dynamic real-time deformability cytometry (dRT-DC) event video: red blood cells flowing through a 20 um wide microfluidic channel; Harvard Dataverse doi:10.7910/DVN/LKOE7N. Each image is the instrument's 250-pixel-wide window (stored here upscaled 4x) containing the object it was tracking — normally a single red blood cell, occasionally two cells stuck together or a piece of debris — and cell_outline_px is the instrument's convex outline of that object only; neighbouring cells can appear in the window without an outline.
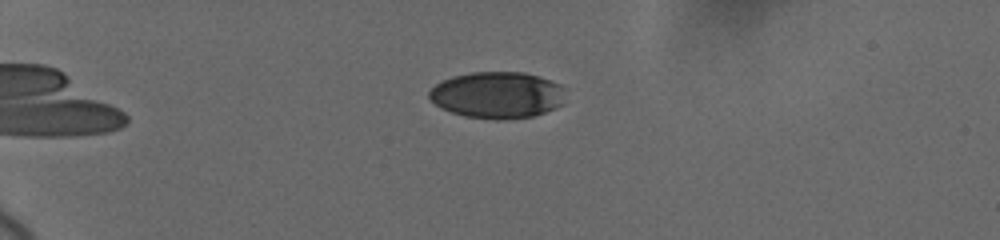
{"species": "human", "species_latin": "Homo sapiens", "temperature_condition": "cold", "stored_images_in_passage": 9, "camera_frame_rate_fps": 3000, "um_per_image_px": 0.085, "donor": {"sex": "female"}, "frame": {"image": 1, "passage_image": 1, "time_ms": 0.0, "image_size_px": [1000, 240], "cell_outline_px": [[560, 104], [556, 108], [532, 116], [504, 120], [496, 120], [464, 116], [440, 108], [428, 96], [428, 92], [436, 84], [452, 76], [472, 72], [524, 72], [560, 84]], "centroid_in_image_um": [42.19, 8.08], "position_along_channel_um": 42.8, "area_um2": 36.47}}
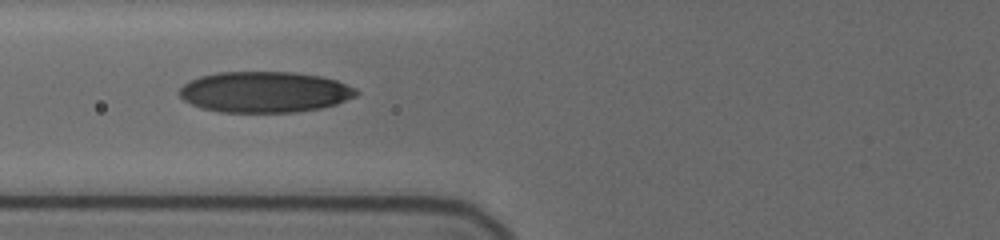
{"frame": {"image": 2, "passage_image": 6, "time_ms": 3.333, "image_size_px": [1000, 240], "cell_outline_px": [[360, 92], [356, 96], [336, 104], [320, 108], [296, 112], [220, 112], [200, 108], [184, 100], [180, 96], [180, 88], [188, 80], [200, 76], [216, 72], [292, 72], [320, 76], [336, 80], [356, 88]], "centroid_in_image_um": [22.49, 7.82], "position_along_channel_um": 103.3, "area_um2": 42.31}}
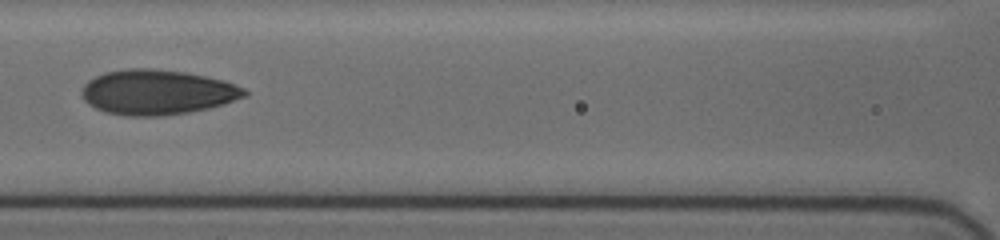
{"frame": {"image": 3, "passage_image": 8, "time_ms": 4.667, "image_size_px": [1000, 240], "cell_outline_px": [[248, 92], [244, 96], [224, 104], [208, 108], [188, 112], [160, 116], [124, 116], [104, 112], [88, 104], [84, 100], [80, 92], [84, 84], [88, 80], [104, 72], [128, 68], [152, 68], [184, 72], [224, 80], [244, 88]], "centroid_in_image_um": [13.32, 7.84], "position_along_channel_um": 153.3, "area_um2": 42.71}}